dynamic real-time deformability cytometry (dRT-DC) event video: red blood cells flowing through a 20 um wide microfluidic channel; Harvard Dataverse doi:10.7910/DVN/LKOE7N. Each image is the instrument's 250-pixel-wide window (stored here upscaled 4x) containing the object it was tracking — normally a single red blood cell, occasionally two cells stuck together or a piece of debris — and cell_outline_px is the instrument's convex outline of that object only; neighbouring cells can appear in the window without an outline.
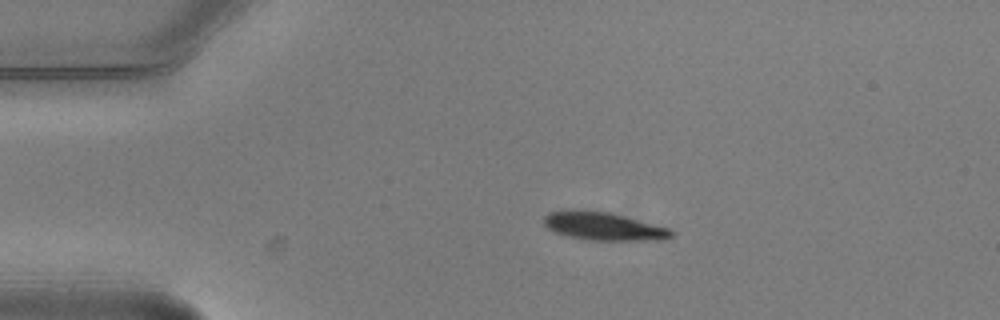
{"species": "common noctule bat (a hibernating species)", "species_latin": "Nyctalus noctula", "temperature_condition": "warm", "stored_images_in_passage": 3, "camera_frame_rate_fps": 3000, "um_per_image_px": 0.085, "animal": {"sex": "male", "body_mass_g": 20.5, "forearm_length_mm": 52.5}, "frame": {"image": 1, "passage_image": 1, "time_ms": 0.0, "image_size_px": [1000, 320], "cell_outline_px": [[676, 232], [672, 236], [660, 240], [588, 240], [568, 236], [556, 232], [548, 228], [544, 224], [544, 216], [548, 212], [564, 208], [572, 208], [608, 212], [624, 216], [668, 228]], "centroid_in_image_um": [51.23, 19.21], "position_along_channel_um": 33.8, "area_um2": 21.04}}
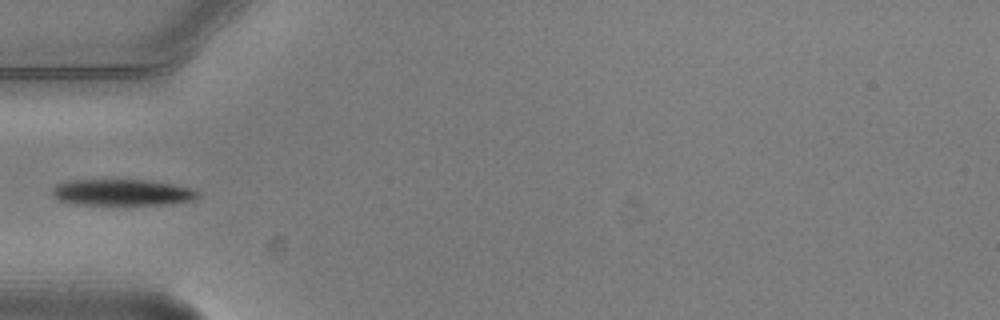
{"frame": {"image": 2, "passage_image": 3, "time_ms": 0.667, "image_size_px": [1000, 320], "cell_outline_px": [[200, 196], [196, 200], [168, 204], [76, 204], [56, 200], [52, 196], [52, 188], [56, 184], [68, 180], [148, 180], [172, 184], [192, 188], [200, 192]], "centroid_in_image_um": [10.39, 16.35], "position_along_channel_um": 74.6, "area_um2": 22.48}}